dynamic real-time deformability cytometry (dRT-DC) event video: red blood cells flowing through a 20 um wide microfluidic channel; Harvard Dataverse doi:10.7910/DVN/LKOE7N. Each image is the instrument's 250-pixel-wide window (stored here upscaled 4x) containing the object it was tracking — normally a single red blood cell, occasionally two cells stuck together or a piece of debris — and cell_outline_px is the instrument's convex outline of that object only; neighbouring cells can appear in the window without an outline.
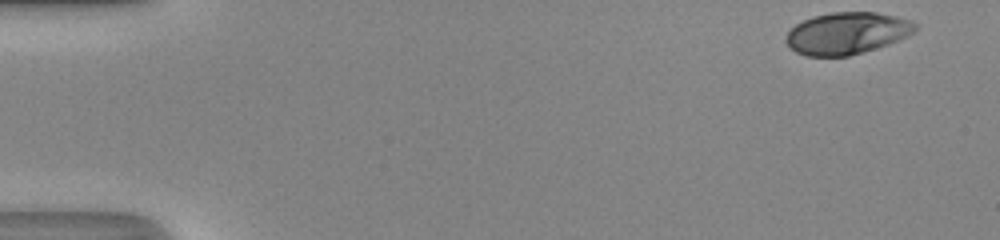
{"species": "human", "species_latin": "Homo sapiens", "temperature_condition": "room temperature", "stored_images_in_passage": 41, "camera_frame_rate_fps": 3000, "um_per_image_px": 0.085, "donor": {"sex": "male"}, "frame": {"image": 1, "passage_image": 1, "time_ms": 0.0, "image_size_px": [1000, 240], "cell_outline_px": [[916, 28], [908, 36], [888, 44], [864, 52], [848, 56], [804, 56], [796, 52], [784, 40], [784, 36], [796, 24], [812, 16], [832, 12], [876, 12], [896, 16], [908, 20], [916, 24]], "centroid_in_image_um": [71.96, 2.83], "position_along_channel_um": 13.0, "area_um2": 31.5}}
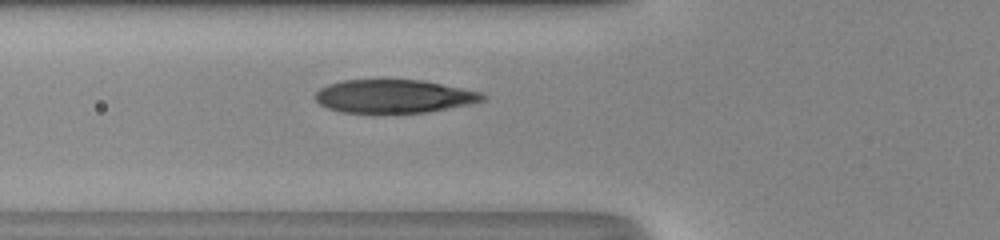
{"frame": {"image": 2, "passage_image": 17, "time_ms": 5.333, "image_size_px": [1000, 240], "cell_outline_px": [[488, 100], [468, 104], [424, 112], [340, 112], [328, 108], [320, 104], [316, 100], [316, 92], [320, 88], [328, 84], [340, 80], [424, 80], [480, 92], [488, 96]], "centroid_in_image_um": [33.49, 8.17], "position_along_channel_um": 92.3, "area_um2": 32.19}}
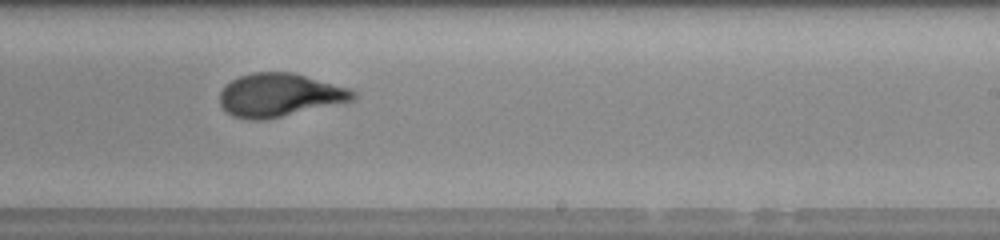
{"frame": {"image": 3, "passage_image": 29, "time_ms": 9.333, "image_size_px": [1000, 240], "cell_outline_px": [[356, 96], [352, 100], [264, 120], [248, 120], [232, 116], [220, 104], [220, 92], [232, 80], [240, 76], [252, 72], [292, 72], [348, 88], [356, 92]], "centroid_in_image_um": [23.72, 8.08], "position_along_channel_um": 265.3, "area_um2": 33.06}, "authors_computed_cell_mechanics": {"area_um2": 32.8304, "velocity_mm_per_s": 4.3312, "shape_relaxation_time_tau1_ms": 3.9047, "shape_relaxation_time_tau2_ms": null, "deformation_change_tau1": 0.2086, "deformation_change_tau2": null}}